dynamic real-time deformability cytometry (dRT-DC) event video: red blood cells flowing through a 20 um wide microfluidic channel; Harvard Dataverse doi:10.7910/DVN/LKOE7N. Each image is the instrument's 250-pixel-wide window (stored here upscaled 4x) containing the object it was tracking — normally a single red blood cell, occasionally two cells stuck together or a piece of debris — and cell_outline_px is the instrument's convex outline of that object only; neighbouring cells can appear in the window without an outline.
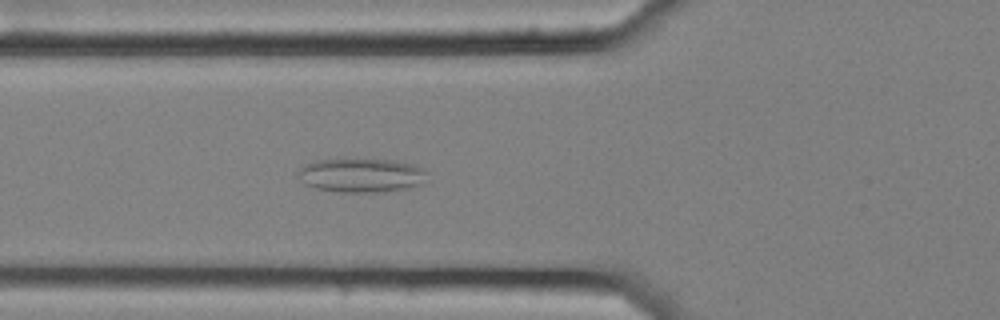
{"species": "common noctule bat (a hibernating species)", "species_latin": "Nyctalus noctula", "temperature_condition": "cold", "stored_images_in_passage": 4, "camera_frame_rate_fps": 3000, "um_per_image_px": 0.085, "animal": {"sex": "female", "body_mass_g": 25.1}, "frame": {"image": 1, "passage_image": 4, "time_ms": 1.0, "image_size_px": [1000, 320], "cell_outline_px": [[424, 184], [384, 192], [344, 192], [316, 188], [304, 184], [296, 176], [296, 172], [304, 164], [316, 160], [344, 156], [388, 160], [412, 164], [424, 168]], "centroid_in_image_um": [30.61, 14.85], "position_along_channel_um": 95.2, "area_um2": 26.36}}